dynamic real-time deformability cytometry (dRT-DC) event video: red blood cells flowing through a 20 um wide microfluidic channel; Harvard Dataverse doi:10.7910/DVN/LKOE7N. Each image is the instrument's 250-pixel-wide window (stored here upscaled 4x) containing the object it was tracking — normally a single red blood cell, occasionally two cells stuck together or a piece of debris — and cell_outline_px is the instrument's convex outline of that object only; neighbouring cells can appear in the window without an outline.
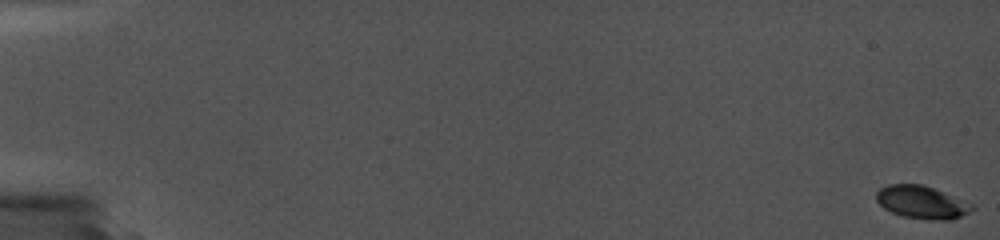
{"species": "common noctule bat (a hibernating species)", "species_latin": "Nyctalus noctula", "temperature_condition": "cold", "stored_images_in_passage": 53, "camera_frame_rate_fps": 5000, "um_per_image_px": 0.085, "animal": {"sex": "female", "body_mass_g": 19.0, "forearm_length_mm": 56.7}, "frame": {"image": 1, "passage_image": 1, "time_ms": 0.0, "image_size_px": [1000, 240], "cell_outline_px": [[976, 208], [952, 220], [936, 220], [900, 216], [884, 208], [876, 200], [876, 192], [880, 188], [888, 184], [924, 184], [976, 204]], "centroid_in_image_um": [78.39, 17.18], "position_along_channel_um": 6.6, "area_um2": 18.55}}
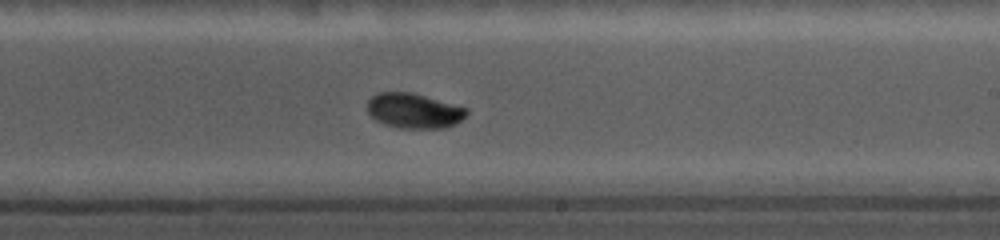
{"frame": {"image": 2, "passage_image": 33, "time_ms": 12.0, "image_size_px": [1000, 240], "cell_outline_px": [[468, 112], [456, 124], [444, 128], [400, 128], [384, 124], [376, 120], [368, 112], [368, 100], [372, 96], [380, 92], [412, 92], [468, 108]], "centroid_in_image_um": [35.19, 9.41], "position_along_channel_um": 253.8, "area_um2": 20.17}}
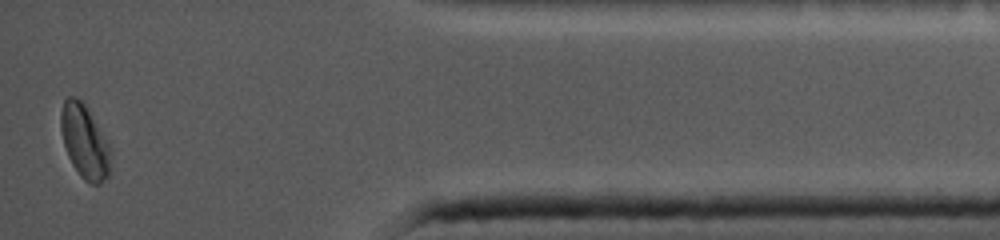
{"frame": {"image": 3, "passage_image": 53, "time_ms": 17.4, "image_size_px": [1000, 240], "cell_outline_px": [[112, 152], [108, 176], [100, 184], [92, 184], [84, 180], [80, 176], [72, 164], [68, 156], [64, 144], [60, 128], [60, 112], [64, 100], [68, 96], [76, 96], [88, 108], [112, 148]], "centroid_in_image_um": [7.2, 12.03], "position_along_channel_um": 428.0, "area_um2": 21.68}}